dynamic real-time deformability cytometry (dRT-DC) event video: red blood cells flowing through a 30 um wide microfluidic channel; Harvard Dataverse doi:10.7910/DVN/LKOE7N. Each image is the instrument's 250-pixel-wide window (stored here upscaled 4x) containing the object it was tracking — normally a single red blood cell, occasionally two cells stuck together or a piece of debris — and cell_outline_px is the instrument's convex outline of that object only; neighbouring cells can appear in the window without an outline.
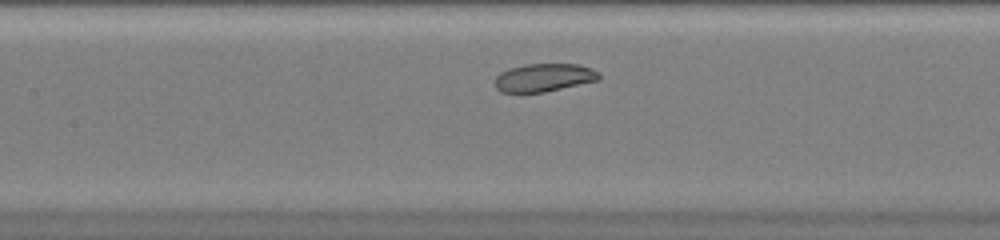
{"species": "common noctule bat (a hibernating species)", "species_latin": "Nyctalus noctula", "temperature_condition": "warm", "stored_images_in_passage": 28, "camera_frame_rate_fps": 3000, "um_per_image_px": 0.085, "animal": {"sex": "female", "body_mass_g": 20.0, "forearm_length_mm": 54.0}, "frame": {"image": 1, "passage_image": 10, "time_ms": 3.0, "image_size_px": [1000, 240], "cell_outline_px": [[600, 80], [544, 92], [500, 92], [496, 88], [496, 76], [500, 72], [508, 68], [524, 64], [580, 64], [592, 68], [600, 72]], "centroid_in_image_um": [46.26, 6.58], "position_along_channel_um": 161.1, "area_um2": 17.17}}
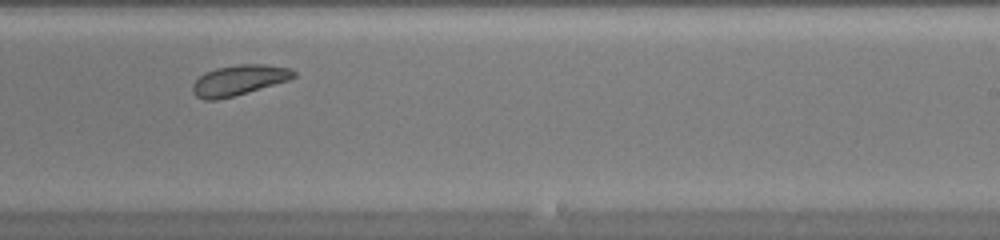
{"frame": {"image": 2, "passage_image": 18, "time_ms": 5.667, "image_size_px": [1000, 240], "cell_outline_px": [[296, 76], [288, 80], [232, 96], [216, 100], [204, 100], [196, 96], [192, 92], [192, 84], [204, 72], [216, 68], [240, 64], [264, 64], [292, 68], [296, 72]], "centroid_in_image_um": [20.29, 6.8], "position_along_channel_um": 268.7, "area_um2": 17.74}}
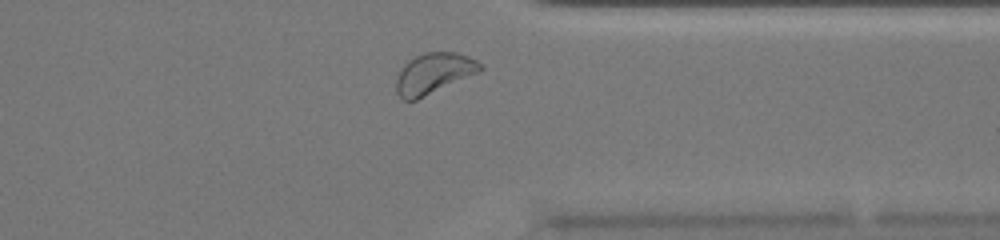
{"frame": {"image": 3, "passage_image": 26, "time_ms": 8.333, "image_size_px": [1000, 240], "cell_outline_px": [[484, 68], [480, 72], [416, 100], [404, 100], [396, 92], [396, 80], [404, 64], [408, 60], [424, 52], [456, 52], [468, 56], [484, 64]], "centroid_in_image_um": [36.9, 6.23], "position_along_channel_um": 374.5, "area_um2": 19.94}, "authors_computed_cell_mechanics": {"area_um2": 17.7735, "velocity_mm_per_s": 4.0359, "shape_relaxation_time_tau1_ms": 4.6066, "shape_relaxation_time_tau2_ms": null, "deformation_change_tau1": 0.0898, "deformation_change_tau2": null}}